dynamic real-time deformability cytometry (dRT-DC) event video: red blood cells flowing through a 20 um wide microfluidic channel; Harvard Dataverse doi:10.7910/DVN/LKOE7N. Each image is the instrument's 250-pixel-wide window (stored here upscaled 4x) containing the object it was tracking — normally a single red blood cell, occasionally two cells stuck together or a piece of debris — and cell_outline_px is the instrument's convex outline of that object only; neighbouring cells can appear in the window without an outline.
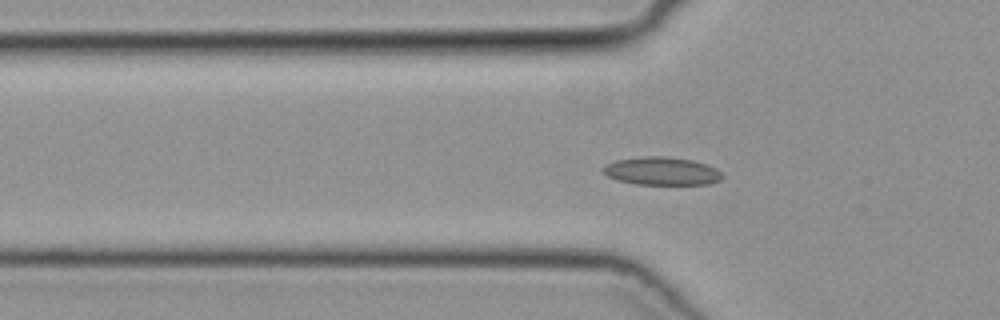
{"species": "common noctule bat (a hibernating species)", "species_latin": "Nyctalus noctula", "temperature_condition": "cold", "stored_images_in_passage": 50, "camera_frame_rate_fps": 3000, "um_per_image_px": 0.085, "animal": {"sex": "female", "body_mass_g": 19.3, "forearm_length_mm": 54.1}, "frame": {"image": 1, "passage_image": 16, "time_ms": 5.0, "image_size_px": [1000, 320], "cell_outline_px": [[724, 176], [720, 180], [708, 184], [636, 184], [616, 180], [600, 172], [600, 168], [604, 164], [616, 160], [644, 156], [664, 156], [692, 160], [708, 164], [716, 168]], "centroid_in_image_um": [56.2, 14.54], "position_along_channel_um": 69.6, "area_um2": 19.71}}
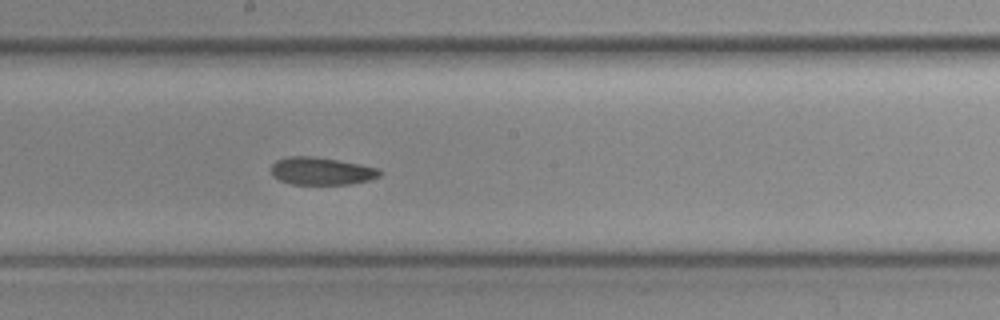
{"frame": {"image": 2, "passage_image": 27, "time_ms": 8.667, "image_size_px": [1000, 320], "cell_outline_px": [[384, 172], [380, 176], [372, 180], [352, 184], [292, 184], [280, 180], [272, 176], [272, 164], [276, 160], [288, 156], [312, 156], [360, 164], [376, 168]], "centroid_in_image_um": [27.34, 14.55], "position_along_channel_um": 220.9, "area_um2": 17.51}}
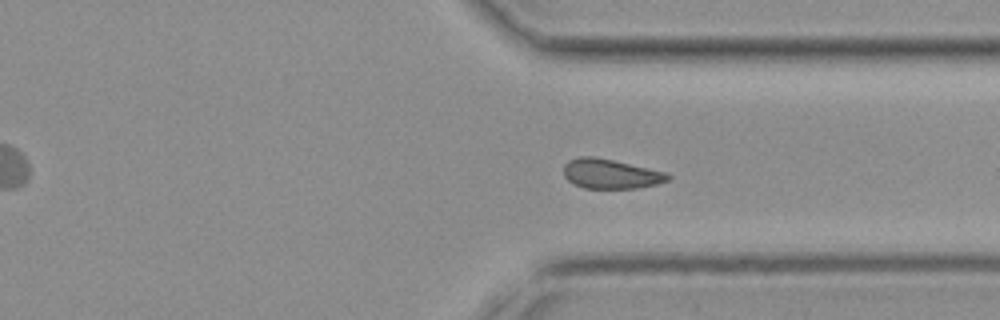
{"frame": {"image": 3, "passage_image": 37, "time_ms": 12.0, "image_size_px": [1000, 320], "cell_outline_px": [[672, 176], [668, 180], [656, 184], [640, 188], [584, 188], [572, 184], [564, 176], [564, 164], [568, 160], [580, 156], [592, 156], [612, 160], [668, 172]], "centroid_in_image_um": [51.9, 14.78], "position_along_channel_um": 359.5, "area_um2": 18.09}}